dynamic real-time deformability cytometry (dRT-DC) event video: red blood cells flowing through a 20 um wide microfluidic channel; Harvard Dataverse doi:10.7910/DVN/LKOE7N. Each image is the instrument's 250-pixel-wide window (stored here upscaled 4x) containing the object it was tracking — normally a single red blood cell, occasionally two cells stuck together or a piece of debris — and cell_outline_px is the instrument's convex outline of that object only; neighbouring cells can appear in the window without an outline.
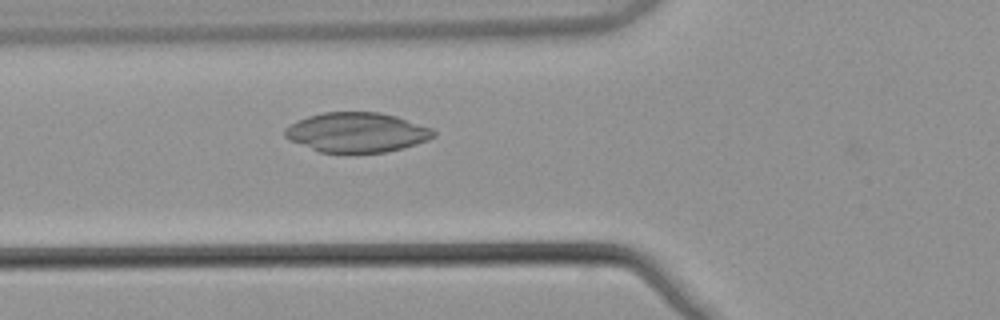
{"species": "common noctule bat (a hibernating species)", "species_latin": "Nyctalus noctula", "temperature_condition": "warm", "stored_images_in_passage": 39, "camera_frame_rate_fps": 3000, "um_per_image_px": 0.085, "animal": {"sex": "male", "body_mass_g": 21.5, "forearm_length_mm": 52.0}, "frame": {"image": 1, "passage_image": 6, "time_ms": 1.667, "image_size_px": [1000, 320], "cell_outline_px": [[436, 136], [428, 140], [404, 148], [384, 152], [348, 156], [320, 152], [292, 140], [284, 136], [284, 128], [296, 120], [308, 116], [324, 112], [380, 112], [396, 116], [432, 128], [436, 132]], "centroid_in_image_um": [30.34, 11.29], "position_along_channel_um": 95.5, "area_um2": 35.2}}
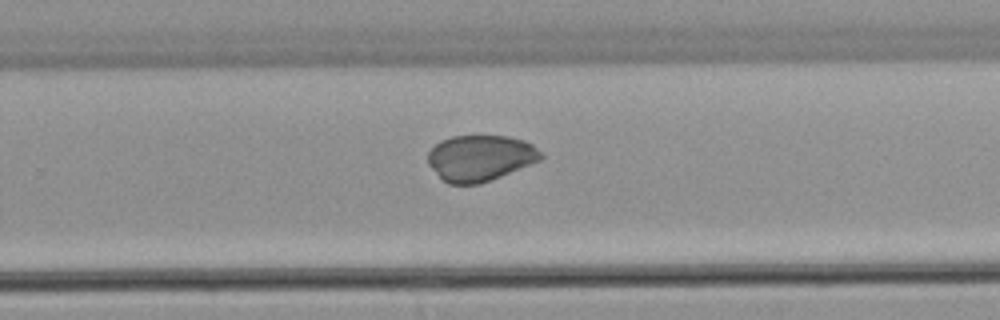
{"frame": {"image": 2, "passage_image": 21, "time_ms": 6.667, "image_size_px": [1000, 320], "cell_outline_px": [[544, 156], [540, 160], [480, 184], [448, 184], [428, 164], [428, 152], [440, 140], [452, 136], [508, 136], [524, 140], [532, 144]], "centroid_in_image_um": [40.81, 13.42], "position_along_channel_um": 289.0, "area_um2": 30.0}}
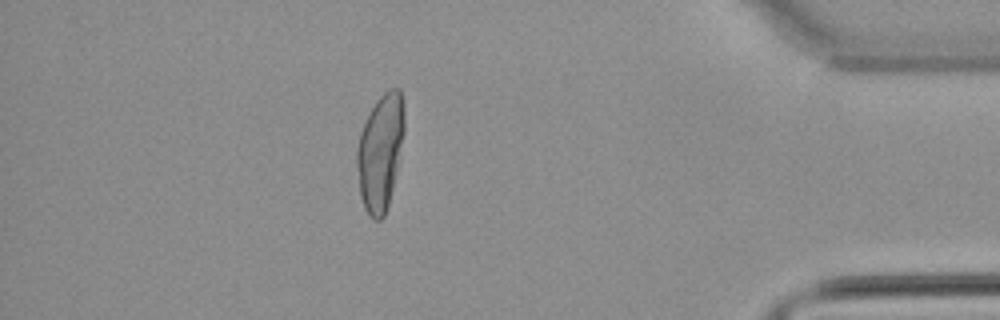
{"frame": {"image": 3, "passage_image": 33, "time_ms": 10.667, "image_size_px": [1000, 320], "cell_outline_px": [[404, 132], [396, 172], [388, 204], [384, 216], [380, 220], [376, 220], [364, 208], [360, 196], [356, 168], [356, 148], [360, 132], [376, 100], [384, 92], [392, 88], [400, 88], [404, 104]], "centroid_in_image_um": [32.32, 12.9], "position_along_channel_um": 402.9, "area_um2": 31.96}}